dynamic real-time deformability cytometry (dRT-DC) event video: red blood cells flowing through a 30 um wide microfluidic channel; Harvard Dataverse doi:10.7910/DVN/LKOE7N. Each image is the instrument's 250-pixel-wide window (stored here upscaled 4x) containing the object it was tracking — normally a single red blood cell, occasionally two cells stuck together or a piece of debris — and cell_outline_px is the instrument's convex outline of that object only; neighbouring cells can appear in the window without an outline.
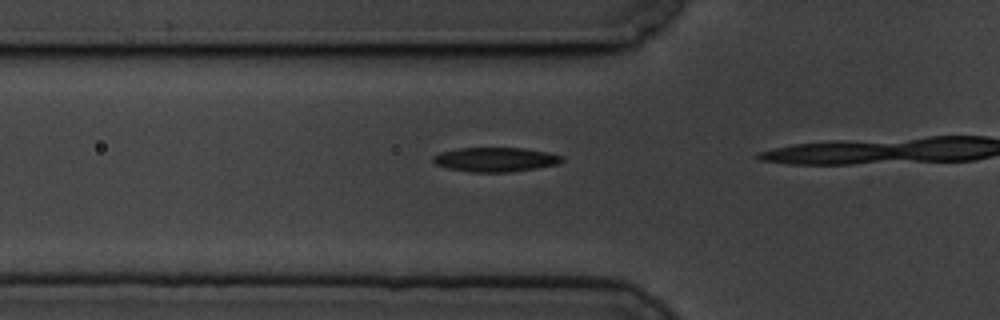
{"species": "common noctule bat (a hibernating species)", "species_latin": "Nyctalus noctula", "temperature_condition": "cold", "stored_images_in_passage": 17, "camera_frame_rate_fps": 3000, "um_per_image_px": 0.085, "animal": {"sex": "male", "body_mass_g": 19.5, "forearm_length_mm": 54.6}, "frame": {"image": 1, "passage_image": 15, "time_ms": 4.667, "image_size_px": [1000, 320], "cell_outline_px": [[564, 160], [556, 164], [536, 168], [512, 172], [472, 172], [448, 168], [436, 164], [432, 160], [432, 156], [440, 152], [460, 148], [524, 148], [548, 152], [564, 156]], "centroid_in_image_um": [42.12, 13.55], "position_along_channel_um": 83.7, "area_um2": 18.26}}